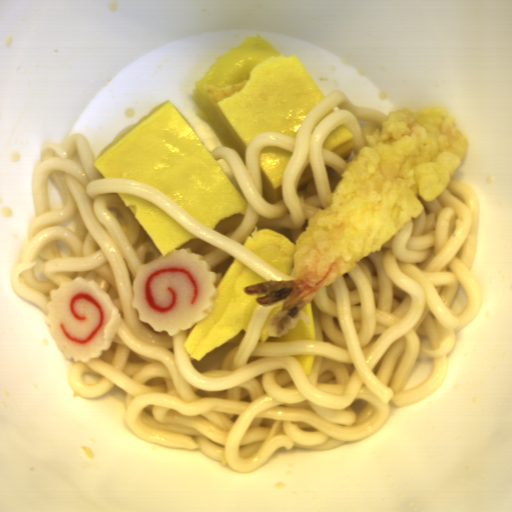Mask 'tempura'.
I'll return each mask as SVG.
<instances>
[{
  "mask_svg": "<svg viewBox=\"0 0 512 512\" xmlns=\"http://www.w3.org/2000/svg\"><path fill=\"white\" fill-rule=\"evenodd\" d=\"M346 164L329 206L318 209L297 237L295 279L243 286L264 295L256 304L281 301L266 327L282 336L300 321L310 323L306 303L321 286L352 271L426 209L418 198L433 200L452 182L465 160L469 141L455 114L439 105L390 110L388 119L366 135Z\"/></svg>",
  "mask_w": 512,
  "mask_h": 512,
  "instance_id": "obj_1",
  "label": "tempura"
}]
</instances>
